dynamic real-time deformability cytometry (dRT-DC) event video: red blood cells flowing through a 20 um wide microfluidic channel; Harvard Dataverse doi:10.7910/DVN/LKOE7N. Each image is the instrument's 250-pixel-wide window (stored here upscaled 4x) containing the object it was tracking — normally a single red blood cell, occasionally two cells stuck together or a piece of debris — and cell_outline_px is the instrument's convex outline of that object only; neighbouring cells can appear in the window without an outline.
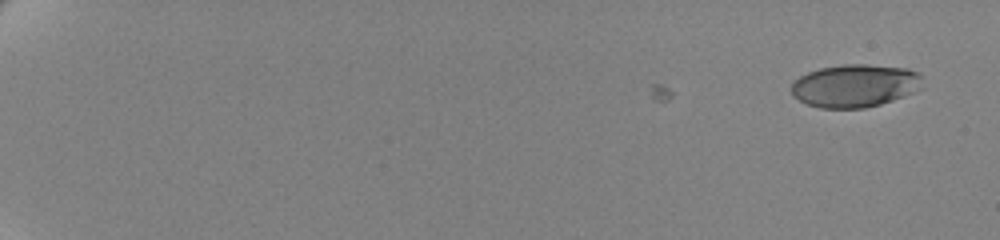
{"species": "human", "species_latin": "Homo sapiens", "temperature_condition": "cold", "stored_images_in_passage": 8, "camera_frame_rate_fps": 3000, "um_per_image_px": 0.085, "donor": {"sex": "female"}, "frame": {"image": 1, "passage_image": 1, "time_ms": 0.0, "image_size_px": [1000, 240], "cell_outline_px": [[920, 88], [912, 92], [892, 100], [880, 104], [864, 108], [820, 108], [808, 104], [800, 100], [792, 92], [792, 84], [800, 76], [808, 72], [820, 68], [844, 64], [868, 64], [904, 68], [920, 72]], "centroid_in_image_um": [72.66, 7.28], "position_along_channel_um": 12.3, "area_um2": 32.37}}